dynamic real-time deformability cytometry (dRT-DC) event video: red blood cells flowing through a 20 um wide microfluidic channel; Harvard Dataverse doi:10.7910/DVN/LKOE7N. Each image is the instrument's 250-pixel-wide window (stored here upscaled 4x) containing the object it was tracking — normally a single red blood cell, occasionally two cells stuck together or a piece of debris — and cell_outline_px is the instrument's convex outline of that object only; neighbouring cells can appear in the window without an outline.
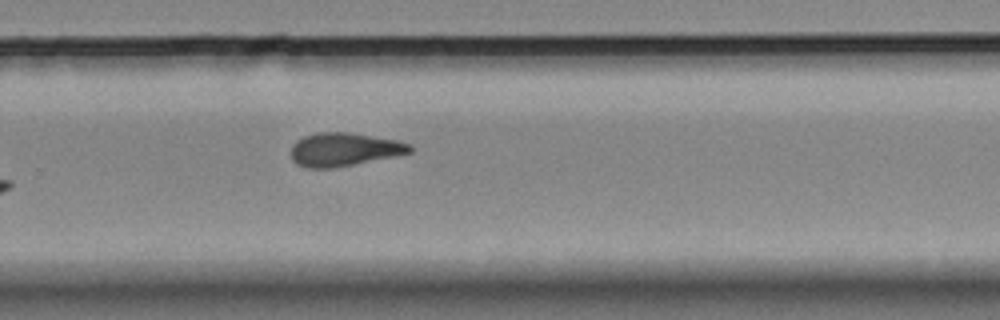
{"species": "Egyptian fruit bat (a non-hibernating species)", "species_latin": "Rousettus aegyptiacus", "temperature_condition": "room temperature", "stored_images_in_passage": 11, "camera_frame_rate_fps": 3000, "um_per_image_px": 0.085, "animal": {"sex": "female"}, "frame": {"image": 1, "passage_image": 11, "time_ms": 13.0, "image_size_px": [1000, 320], "cell_outline_px": [[412, 152], [332, 168], [304, 168], [296, 164], [292, 160], [292, 144], [296, 140], [304, 136], [316, 132], [348, 132], [396, 140], [412, 144]], "centroid_in_image_um": [29.2, 12.69], "position_along_channel_um": 300.6, "area_um2": 22.95}}